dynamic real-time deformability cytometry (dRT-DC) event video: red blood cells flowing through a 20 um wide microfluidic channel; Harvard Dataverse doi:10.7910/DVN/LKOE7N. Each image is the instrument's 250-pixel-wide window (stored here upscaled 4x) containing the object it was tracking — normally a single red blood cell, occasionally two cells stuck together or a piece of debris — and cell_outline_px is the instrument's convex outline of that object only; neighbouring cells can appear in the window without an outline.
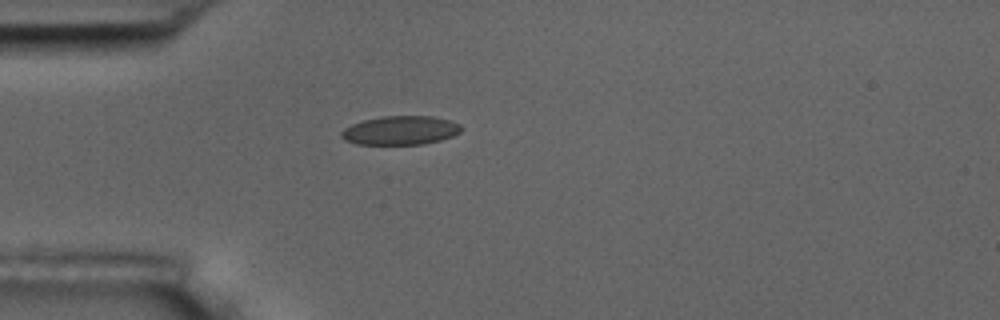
{"species": "common noctule bat (a hibernating species)", "species_latin": "Nyctalus noctula", "temperature_condition": "room temperature", "stored_images_in_passage": 3, "camera_frame_rate_fps": 3000, "um_per_image_px": 0.085, "animal": {"sex": "male", "body_mass_g": 17.5, "forearm_length_mm": 52.3}, "frame": {"image": 1, "passage_image": 1, "time_ms": 0.0, "image_size_px": [1000, 320], "cell_outline_px": [[464, 128], [460, 132], [452, 136], [440, 140], [424, 144], [356, 144], [344, 140], [340, 136], [340, 132], [344, 128], [352, 124], [364, 120], [384, 116], [432, 116], [452, 120], [460, 124]], "centroid_in_image_um": [34.05, 11.08], "position_along_channel_um": 50.9, "area_um2": 20.29}}